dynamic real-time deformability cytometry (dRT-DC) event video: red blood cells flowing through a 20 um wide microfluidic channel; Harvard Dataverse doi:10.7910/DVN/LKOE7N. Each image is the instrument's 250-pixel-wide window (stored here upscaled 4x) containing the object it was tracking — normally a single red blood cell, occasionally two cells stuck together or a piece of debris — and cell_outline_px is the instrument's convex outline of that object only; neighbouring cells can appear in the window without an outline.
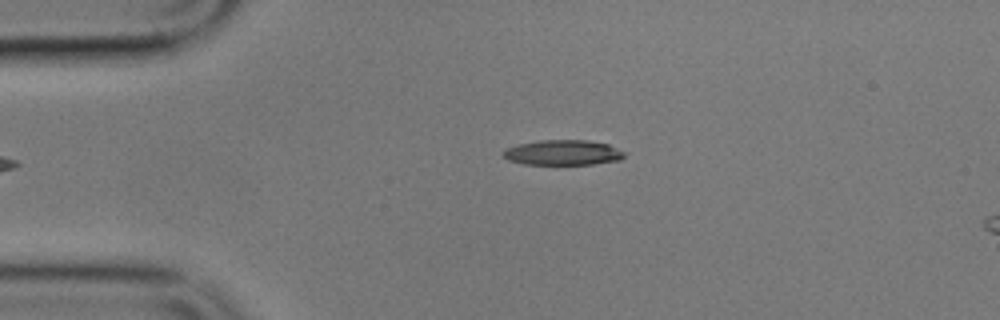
{"species": "common noctule bat (a hibernating species)", "species_latin": "Nyctalus noctula", "temperature_condition": "cold", "stored_images_in_passage": 3, "camera_frame_rate_fps": 3000, "um_per_image_px": 0.085, "animal": {"sex": "male", "body_mass_g": 17.9}, "frame": {"image": 1, "passage_image": 3, "time_ms": 2.333, "image_size_px": [1000, 320], "cell_outline_px": [[624, 156], [620, 160], [592, 164], [524, 164], [508, 160], [500, 152], [508, 148], [520, 144], [540, 140], [588, 140], [608, 144], [624, 152]], "centroid_in_image_um": [47.84, 12.97], "position_along_channel_um": 37.2, "area_um2": 17.63}}